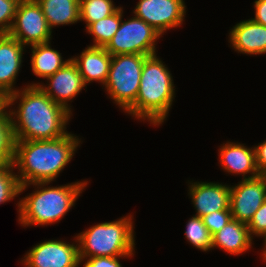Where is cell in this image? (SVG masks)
<instances>
[{"label":"cell","mask_w":266,"mask_h":267,"mask_svg":"<svg viewBox=\"0 0 266 267\" xmlns=\"http://www.w3.org/2000/svg\"><path fill=\"white\" fill-rule=\"evenodd\" d=\"M18 99L20 102L17 109H11ZM10 106L16 141L52 140L68 133L66 126L72 114L55 103L39 86L27 85L10 94Z\"/></svg>","instance_id":"obj_1"},{"label":"cell","mask_w":266,"mask_h":267,"mask_svg":"<svg viewBox=\"0 0 266 267\" xmlns=\"http://www.w3.org/2000/svg\"><path fill=\"white\" fill-rule=\"evenodd\" d=\"M81 139L67 133L52 140L16 141L13 166L20 185L55 181L73 158Z\"/></svg>","instance_id":"obj_2"},{"label":"cell","mask_w":266,"mask_h":267,"mask_svg":"<svg viewBox=\"0 0 266 267\" xmlns=\"http://www.w3.org/2000/svg\"><path fill=\"white\" fill-rule=\"evenodd\" d=\"M157 54L148 56L141 72L135 103L126 111L135 119L159 126L166 121L175 97L172 74Z\"/></svg>","instance_id":"obj_3"},{"label":"cell","mask_w":266,"mask_h":267,"mask_svg":"<svg viewBox=\"0 0 266 267\" xmlns=\"http://www.w3.org/2000/svg\"><path fill=\"white\" fill-rule=\"evenodd\" d=\"M87 182L78 181L58 187H48L50 182L20 185V193L30 185L37 187V189L18 202L19 224L26 227L57 223L74 206L76 200L88 185Z\"/></svg>","instance_id":"obj_4"},{"label":"cell","mask_w":266,"mask_h":267,"mask_svg":"<svg viewBox=\"0 0 266 267\" xmlns=\"http://www.w3.org/2000/svg\"><path fill=\"white\" fill-rule=\"evenodd\" d=\"M132 215L102 222L77 234L79 258L134 255L135 238Z\"/></svg>","instance_id":"obj_5"},{"label":"cell","mask_w":266,"mask_h":267,"mask_svg":"<svg viewBox=\"0 0 266 267\" xmlns=\"http://www.w3.org/2000/svg\"><path fill=\"white\" fill-rule=\"evenodd\" d=\"M147 55L118 54L112 56L105 90L115 104L125 112L135 103L143 63Z\"/></svg>","instance_id":"obj_6"},{"label":"cell","mask_w":266,"mask_h":267,"mask_svg":"<svg viewBox=\"0 0 266 267\" xmlns=\"http://www.w3.org/2000/svg\"><path fill=\"white\" fill-rule=\"evenodd\" d=\"M162 37L152 26L140 18L121 20L119 29L104 47L112 56L118 54H156V41Z\"/></svg>","instance_id":"obj_7"},{"label":"cell","mask_w":266,"mask_h":267,"mask_svg":"<svg viewBox=\"0 0 266 267\" xmlns=\"http://www.w3.org/2000/svg\"><path fill=\"white\" fill-rule=\"evenodd\" d=\"M8 34L25 46L47 43L52 37V31L36 0H20Z\"/></svg>","instance_id":"obj_8"},{"label":"cell","mask_w":266,"mask_h":267,"mask_svg":"<svg viewBox=\"0 0 266 267\" xmlns=\"http://www.w3.org/2000/svg\"><path fill=\"white\" fill-rule=\"evenodd\" d=\"M77 244L62 240H48L35 245L22 259L25 267H79Z\"/></svg>","instance_id":"obj_9"},{"label":"cell","mask_w":266,"mask_h":267,"mask_svg":"<svg viewBox=\"0 0 266 267\" xmlns=\"http://www.w3.org/2000/svg\"><path fill=\"white\" fill-rule=\"evenodd\" d=\"M186 13L184 0H139L133 14L157 30L160 35L167 29L182 25Z\"/></svg>","instance_id":"obj_10"},{"label":"cell","mask_w":266,"mask_h":267,"mask_svg":"<svg viewBox=\"0 0 266 267\" xmlns=\"http://www.w3.org/2000/svg\"><path fill=\"white\" fill-rule=\"evenodd\" d=\"M266 201V176L240 181L230 186V211L232 218L248 224L255 212Z\"/></svg>","instance_id":"obj_11"},{"label":"cell","mask_w":266,"mask_h":267,"mask_svg":"<svg viewBox=\"0 0 266 267\" xmlns=\"http://www.w3.org/2000/svg\"><path fill=\"white\" fill-rule=\"evenodd\" d=\"M46 79L49 84L31 83L29 86H39L55 103L62 105L72 114L68 102L73 100L86 87L77 65L70 58L61 69Z\"/></svg>","instance_id":"obj_12"},{"label":"cell","mask_w":266,"mask_h":267,"mask_svg":"<svg viewBox=\"0 0 266 267\" xmlns=\"http://www.w3.org/2000/svg\"><path fill=\"white\" fill-rule=\"evenodd\" d=\"M189 183V195L196 209L195 216L202 217L214 211L230 210V185L218 182Z\"/></svg>","instance_id":"obj_13"},{"label":"cell","mask_w":266,"mask_h":267,"mask_svg":"<svg viewBox=\"0 0 266 267\" xmlns=\"http://www.w3.org/2000/svg\"><path fill=\"white\" fill-rule=\"evenodd\" d=\"M25 47L9 34H0V90L8 96L18 90L14 84L23 62Z\"/></svg>","instance_id":"obj_14"},{"label":"cell","mask_w":266,"mask_h":267,"mask_svg":"<svg viewBox=\"0 0 266 267\" xmlns=\"http://www.w3.org/2000/svg\"><path fill=\"white\" fill-rule=\"evenodd\" d=\"M219 162L225 172L243 176V180L260 176L256 165L255 147L248 148L240 143L227 142L220 146ZM250 176H246L249 174Z\"/></svg>","instance_id":"obj_15"},{"label":"cell","mask_w":266,"mask_h":267,"mask_svg":"<svg viewBox=\"0 0 266 267\" xmlns=\"http://www.w3.org/2000/svg\"><path fill=\"white\" fill-rule=\"evenodd\" d=\"M229 43L238 53L257 55L266 53V26L252 19L240 21L229 33Z\"/></svg>","instance_id":"obj_16"},{"label":"cell","mask_w":266,"mask_h":267,"mask_svg":"<svg viewBox=\"0 0 266 267\" xmlns=\"http://www.w3.org/2000/svg\"><path fill=\"white\" fill-rule=\"evenodd\" d=\"M71 59L77 65L86 85L97 81L104 86L112 61V55L104 47L88 46L80 56Z\"/></svg>","instance_id":"obj_17"},{"label":"cell","mask_w":266,"mask_h":267,"mask_svg":"<svg viewBox=\"0 0 266 267\" xmlns=\"http://www.w3.org/2000/svg\"><path fill=\"white\" fill-rule=\"evenodd\" d=\"M252 239L247 224L232 219L212 236V249L218 247L231 255H239L251 248Z\"/></svg>","instance_id":"obj_18"},{"label":"cell","mask_w":266,"mask_h":267,"mask_svg":"<svg viewBox=\"0 0 266 267\" xmlns=\"http://www.w3.org/2000/svg\"><path fill=\"white\" fill-rule=\"evenodd\" d=\"M52 31L54 26L69 25L80 21V0H36Z\"/></svg>","instance_id":"obj_19"},{"label":"cell","mask_w":266,"mask_h":267,"mask_svg":"<svg viewBox=\"0 0 266 267\" xmlns=\"http://www.w3.org/2000/svg\"><path fill=\"white\" fill-rule=\"evenodd\" d=\"M31 68L34 75L46 79L54 75L70 59L63 60L61 53L51 48L50 42L31 45Z\"/></svg>","instance_id":"obj_20"},{"label":"cell","mask_w":266,"mask_h":267,"mask_svg":"<svg viewBox=\"0 0 266 267\" xmlns=\"http://www.w3.org/2000/svg\"><path fill=\"white\" fill-rule=\"evenodd\" d=\"M123 8L119 7L113 14L86 27L87 33L93 36L94 47H105L119 29Z\"/></svg>","instance_id":"obj_21"},{"label":"cell","mask_w":266,"mask_h":267,"mask_svg":"<svg viewBox=\"0 0 266 267\" xmlns=\"http://www.w3.org/2000/svg\"><path fill=\"white\" fill-rule=\"evenodd\" d=\"M15 135L9 110L0 115V165L13 164Z\"/></svg>","instance_id":"obj_22"},{"label":"cell","mask_w":266,"mask_h":267,"mask_svg":"<svg viewBox=\"0 0 266 267\" xmlns=\"http://www.w3.org/2000/svg\"><path fill=\"white\" fill-rule=\"evenodd\" d=\"M119 7L112 0H80V21H85L86 27L94 22L113 14Z\"/></svg>","instance_id":"obj_23"},{"label":"cell","mask_w":266,"mask_h":267,"mask_svg":"<svg viewBox=\"0 0 266 267\" xmlns=\"http://www.w3.org/2000/svg\"><path fill=\"white\" fill-rule=\"evenodd\" d=\"M185 238L195 248L208 251L212 249V235L204 225L202 217L193 216L186 224Z\"/></svg>","instance_id":"obj_24"},{"label":"cell","mask_w":266,"mask_h":267,"mask_svg":"<svg viewBox=\"0 0 266 267\" xmlns=\"http://www.w3.org/2000/svg\"><path fill=\"white\" fill-rule=\"evenodd\" d=\"M13 169V164L0 165V204L11 201L20 194V183Z\"/></svg>","instance_id":"obj_25"},{"label":"cell","mask_w":266,"mask_h":267,"mask_svg":"<svg viewBox=\"0 0 266 267\" xmlns=\"http://www.w3.org/2000/svg\"><path fill=\"white\" fill-rule=\"evenodd\" d=\"M20 0H0V34H8Z\"/></svg>","instance_id":"obj_26"},{"label":"cell","mask_w":266,"mask_h":267,"mask_svg":"<svg viewBox=\"0 0 266 267\" xmlns=\"http://www.w3.org/2000/svg\"><path fill=\"white\" fill-rule=\"evenodd\" d=\"M232 219L233 218L230 210L214 211L210 214L202 216L203 223L212 236Z\"/></svg>","instance_id":"obj_27"},{"label":"cell","mask_w":266,"mask_h":267,"mask_svg":"<svg viewBox=\"0 0 266 267\" xmlns=\"http://www.w3.org/2000/svg\"><path fill=\"white\" fill-rule=\"evenodd\" d=\"M250 236L253 235L264 237L266 241V201L261 205V207L255 212L250 222L247 224Z\"/></svg>","instance_id":"obj_28"},{"label":"cell","mask_w":266,"mask_h":267,"mask_svg":"<svg viewBox=\"0 0 266 267\" xmlns=\"http://www.w3.org/2000/svg\"><path fill=\"white\" fill-rule=\"evenodd\" d=\"M124 257H132V256H118V257H91V258H79L80 264L83 260L86 259V262L84 263V267H122V265L119 262L120 258Z\"/></svg>","instance_id":"obj_29"},{"label":"cell","mask_w":266,"mask_h":267,"mask_svg":"<svg viewBox=\"0 0 266 267\" xmlns=\"http://www.w3.org/2000/svg\"><path fill=\"white\" fill-rule=\"evenodd\" d=\"M256 151V165L260 174L266 173V140L263 143L255 146Z\"/></svg>","instance_id":"obj_30"},{"label":"cell","mask_w":266,"mask_h":267,"mask_svg":"<svg viewBox=\"0 0 266 267\" xmlns=\"http://www.w3.org/2000/svg\"><path fill=\"white\" fill-rule=\"evenodd\" d=\"M255 17L254 22L266 26V0H256L254 2Z\"/></svg>","instance_id":"obj_31"},{"label":"cell","mask_w":266,"mask_h":267,"mask_svg":"<svg viewBox=\"0 0 266 267\" xmlns=\"http://www.w3.org/2000/svg\"><path fill=\"white\" fill-rule=\"evenodd\" d=\"M6 109L8 110V95L0 90V115H2Z\"/></svg>","instance_id":"obj_32"},{"label":"cell","mask_w":266,"mask_h":267,"mask_svg":"<svg viewBox=\"0 0 266 267\" xmlns=\"http://www.w3.org/2000/svg\"><path fill=\"white\" fill-rule=\"evenodd\" d=\"M265 247V248H264ZM262 258L266 261V241L264 242Z\"/></svg>","instance_id":"obj_33"}]
</instances>
